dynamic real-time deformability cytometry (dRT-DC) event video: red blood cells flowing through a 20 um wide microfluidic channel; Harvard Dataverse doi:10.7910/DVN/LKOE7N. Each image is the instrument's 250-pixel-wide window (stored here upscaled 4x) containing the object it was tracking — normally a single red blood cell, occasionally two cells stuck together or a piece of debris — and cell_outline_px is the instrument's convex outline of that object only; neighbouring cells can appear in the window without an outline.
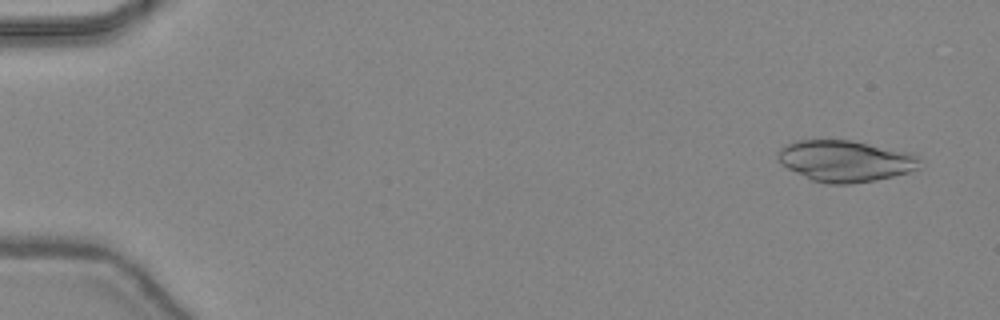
{"species": "common noctule bat (a hibernating species)", "species_latin": "Nyctalus noctula", "temperature_condition": "warm", "stored_images_in_passage": 46, "camera_frame_rate_fps": 3000, "um_per_image_px": 0.085, "animal": {"sex": "female", "body_mass_g": 24.6, "forearm_length_mm": 56.2}, "frame": {"image": 1, "passage_image": 3, "time_ms": 0.667, "image_size_px": [1000, 320], "cell_outline_px": [[920, 160], [916, 168], [908, 172], [876, 180], [852, 184], [828, 184], [812, 180], [780, 164], [776, 156], [776, 152], [784, 144], [792, 140], [852, 140], [912, 152], [920, 156]], "centroid_in_image_um": [71.82, 13.66], "position_along_channel_um": 13.2, "area_um2": 34.51}}